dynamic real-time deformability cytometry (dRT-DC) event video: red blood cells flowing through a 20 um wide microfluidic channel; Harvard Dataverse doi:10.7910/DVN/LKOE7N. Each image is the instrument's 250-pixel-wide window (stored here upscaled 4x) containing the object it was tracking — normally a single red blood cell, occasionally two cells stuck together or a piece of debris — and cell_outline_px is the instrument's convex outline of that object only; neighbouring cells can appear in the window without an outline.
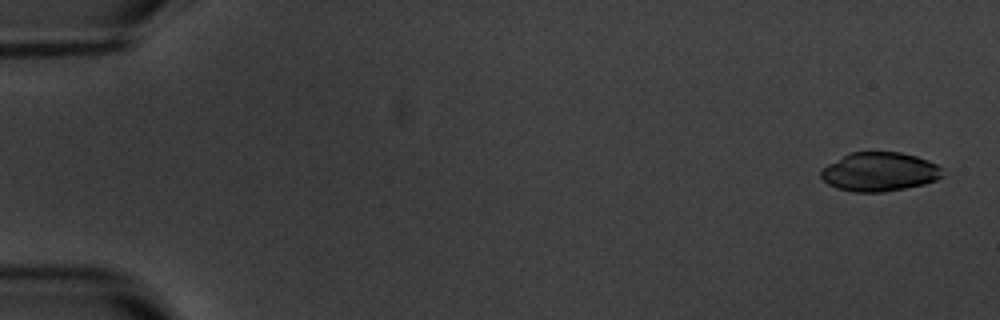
{"species": "common noctule bat (a hibernating species)", "species_latin": "Nyctalus noctula", "temperature_condition": "warm", "stored_images_in_passage": 6, "camera_frame_rate_fps": 3000, "um_per_image_px": 0.085, "animal": {"sex": "male", "body_mass_g": 20.1, "forearm_length_mm": 53.5}, "frame": {"image": 1, "passage_image": 1, "time_ms": 0.0, "image_size_px": [1000, 320], "cell_outline_px": [[944, 176], [936, 180], [924, 184], [884, 192], [852, 192], [836, 188], [828, 184], [820, 176], [820, 172], [828, 164], [848, 152], [900, 152], [916, 156], [928, 160], [936, 164], [940, 168]], "centroid_in_image_um": [74.74, 14.6], "position_along_channel_um": 10.3, "area_um2": 27.63}}